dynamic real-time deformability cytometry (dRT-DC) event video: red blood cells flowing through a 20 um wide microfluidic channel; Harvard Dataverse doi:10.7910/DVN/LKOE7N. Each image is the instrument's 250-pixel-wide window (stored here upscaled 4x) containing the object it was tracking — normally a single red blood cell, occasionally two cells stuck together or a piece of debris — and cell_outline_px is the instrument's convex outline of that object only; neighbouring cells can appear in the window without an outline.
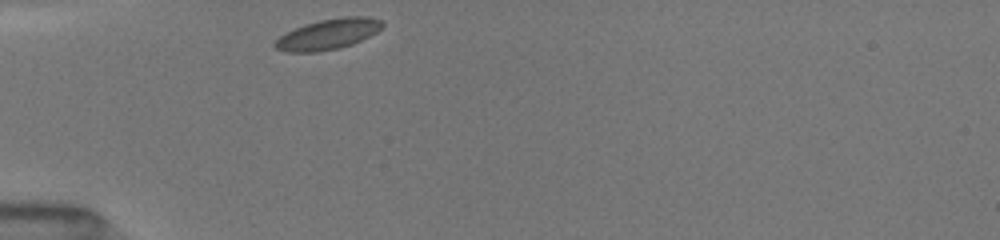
{"species": "common noctule bat (a hibernating species)", "species_latin": "Nyctalus noctula", "temperature_condition": "room temperature", "stored_images_in_passage": 53, "camera_frame_rate_fps": 3000, "um_per_image_px": 0.085, "animal": {"sex": "female", "body_mass_g": 19.5, "forearm_length_mm": 54.1}, "frame": {"image": 1, "passage_image": 1, "time_ms": 0.0, "image_size_px": [1000, 240], "cell_outline_px": [[384, 24], [376, 32], [352, 44], [340, 48], [320, 52], [288, 52], [276, 48], [272, 44], [280, 36], [304, 24], [320, 20], [344, 16], [368, 16], [384, 20]], "centroid_in_image_um": [27.91, 2.9], "position_along_channel_um": 57.1, "area_um2": 19.07}}
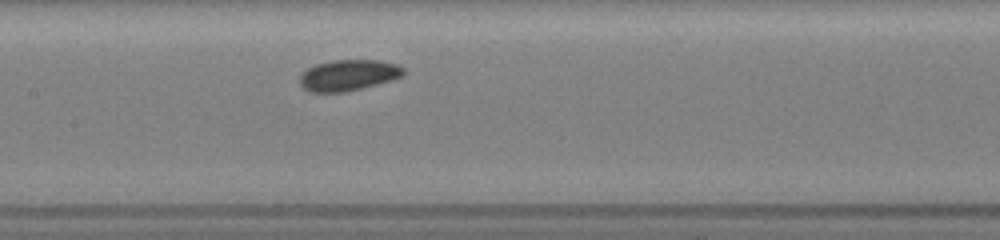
{"frame": {"image": 2, "passage_image": 18, "time_ms": 3.333, "image_size_px": [1000, 240], "cell_outline_px": [[408, 72], [404, 76], [392, 80], [348, 92], [308, 92], [300, 84], [300, 76], [308, 68], [316, 64], [332, 60], [380, 60], [396, 64], [404, 68]], "centroid_in_image_um": [29.66, 6.39], "position_along_channel_um": 177.7, "area_um2": 18.96}}
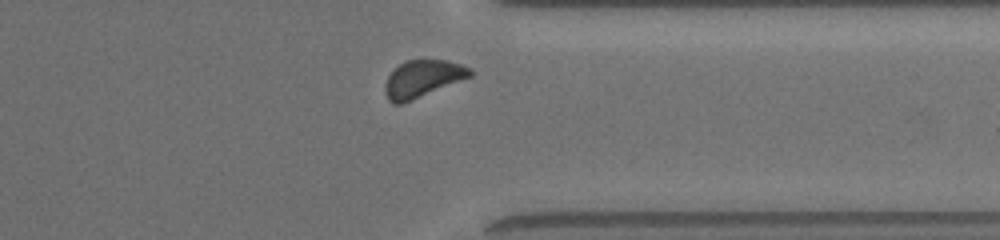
{"frame": {"image": 3, "passage_image": 47, "time_ms": 8.333, "image_size_px": [1000, 240], "cell_outline_px": [[476, 72], [472, 76], [400, 104], [392, 104], [388, 100], [384, 92], [384, 84], [388, 76], [404, 60], [448, 60], [472, 68]], "centroid_in_image_um": [35.93, 6.68], "position_along_channel_um": 375.5, "area_um2": 18.32}, "authors_computed_cell_mechanics": {"area_um2": 18.496, "velocity_mm_per_s": 3.9694, "shape_relaxation_time_tau1_ms": null, "shape_relaxation_time_tau2_ms": 10.1709, "deformation_change_tau1": null, "deformation_change_tau2": 0.1209}}